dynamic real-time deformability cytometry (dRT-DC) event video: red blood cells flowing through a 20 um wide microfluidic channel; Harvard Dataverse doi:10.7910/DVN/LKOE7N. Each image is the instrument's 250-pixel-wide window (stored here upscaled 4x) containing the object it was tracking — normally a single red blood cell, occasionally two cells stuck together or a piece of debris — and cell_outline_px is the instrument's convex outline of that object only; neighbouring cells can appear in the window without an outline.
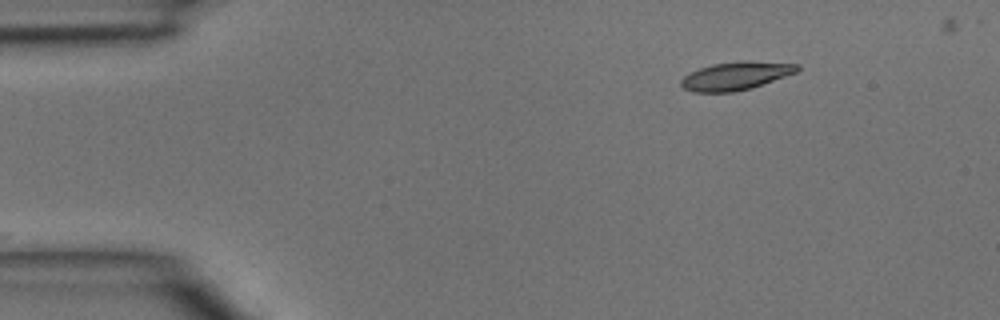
{"species": "common noctule bat (a hibernating species)", "species_latin": "Nyctalus noctula", "temperature_condition": "room temperature", "stored_images_in_passage": 5, "camera_frame_rate_fps": 3000, "um_per_image_px": 0.085, "animal": {"sex": "male", "body_mass_g": 15.6}, "frame": {"image": 1, "passage_image": 2, "time_ms": 0.333, "image_size_px": [1000, 320], "cell_outline_px": [[800, 68], [796, 72], [752, 88], [732, 92], [692, 92], [684, 88], [680, 84], [680, 80], [684, 76], [700, 68], [712, 64], [744, 60], [800, 64]], "centroid_in_image_um": [62.54, 6.44], "position_along_channel_um": 22.5, "area_um2": 19.02}}
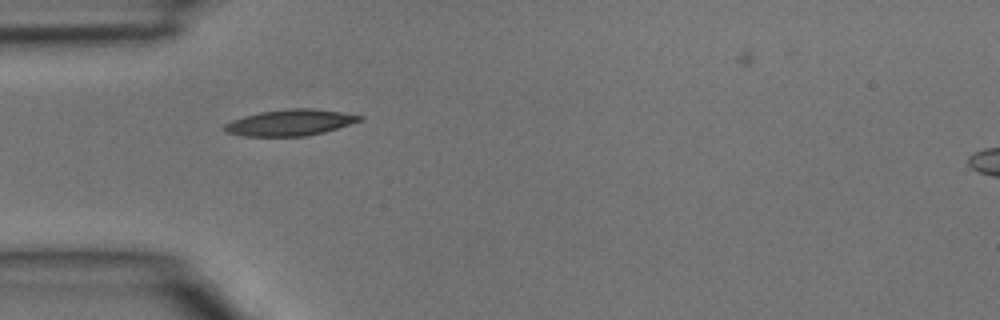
{"frame": {"image": 2, "passage_image": 4, "time_ms": 1.0, "image_size_px": [1000, 320], "cell_outline_px": [[364, 116], [360, 120], [324, 132], [304, 136], [244, 136], [228, 132], [224, 128], [224, 124], [232, 120], [244, 116], [260, 112], [292, 108], [312, 108], [340, 112]], "centroid_in_image_um": [24.64, 10.41], "position_along_channel_um": 60.4, "area_um2": 20.23}}
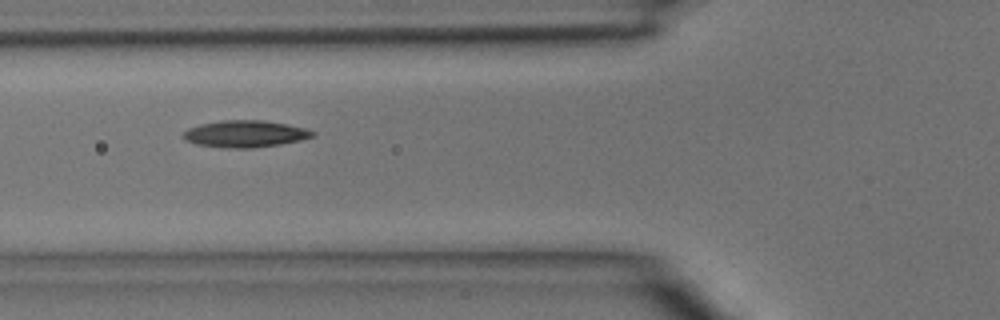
{"frame": {"image": 3, "passage_image": 5, "time_ms": 1.333, "image_size_px": [1000, 320], "cell_outline_px": [[316, 136], [300, 140], [280, 144], [252, 148], [228, 148], [196, 144], [184, 140], [180, 136], [188, 128], [200, 124], [220, 120], [264, 120], [288, 124], [304, 128], [316, 132]], "centroid_in_image_um": [20.82, 11.37], "position_along_channel_um": 105.0, "area_um2": 20.4}}